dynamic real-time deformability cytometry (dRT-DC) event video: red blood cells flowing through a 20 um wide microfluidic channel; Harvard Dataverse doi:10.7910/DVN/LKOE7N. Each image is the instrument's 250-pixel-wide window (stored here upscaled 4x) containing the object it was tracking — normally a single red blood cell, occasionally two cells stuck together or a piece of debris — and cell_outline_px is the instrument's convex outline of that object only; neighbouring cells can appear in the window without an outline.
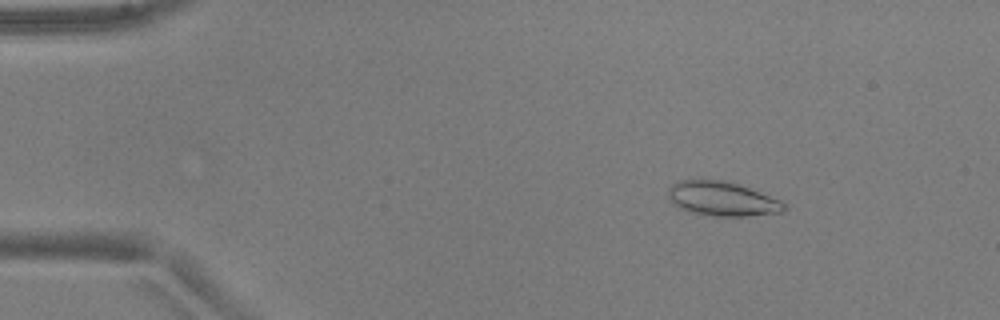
{"species": "common noctule bat (a hibernating species)", "species_latin": "Nyctalus noctula", "temperature_condition": "warm", "stored_images_in_passage": 14, "camera_frame_rate_fps": 3000, "um_per_image_px": 0.085, "animal": {"sex": "male", "body_mass_g": 17.9, "forearm_length_mm": 54.2}, "frame": {"image": 1, "passage_image": 8, "time_ms": 2.333, "image_size_px": [1000, 320], "cell_outline_px": [[788, 208], [784, 212], [748, 216], [712, 216], [688, 212], [672, 204], [668, 196], [668, 188], [672, 184], [680, 180], [700, 176], [732, 180], [780, 200]], "centroid_in_image_um": [61.34, 16.84], "position_along_channel_um": 23.7, "area_um2": 24.39}}